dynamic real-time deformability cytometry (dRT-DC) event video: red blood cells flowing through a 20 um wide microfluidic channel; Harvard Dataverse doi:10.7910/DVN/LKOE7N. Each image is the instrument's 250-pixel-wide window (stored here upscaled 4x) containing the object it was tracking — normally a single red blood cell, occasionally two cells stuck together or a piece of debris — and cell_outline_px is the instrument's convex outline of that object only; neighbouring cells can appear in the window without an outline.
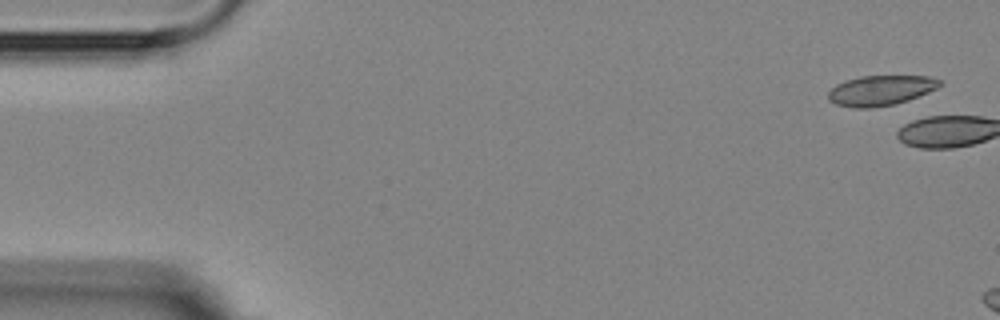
{"species": "Egyptian fruit bat (a non-hibernating species)", "species_latin": "Rousettus aegyptiacus", "temperature_condition": "room temperature", "stored_images_in_passage": 3, "camera_frame_rate_fps": 3000, "um_per_image_px": 0.085, "animal": {"sex": "female"}, "frame": {"image": 1, "passage_image": 1, "time_ms": 0.0, "image_size_px": [1000, 320], "cell_outline_px": [[944, 84], [928, 92], [908, 100], [896, 104], [872, 108], [852, 108], [836, 104], [828, 100], [828, 92], [836, 84], [860, 76], [928, 76], [940, 80]], "centroid_in_image_um": [74.85, 7.69], "position_along_channel_um": 10.1, "area_um2": 19.59}}